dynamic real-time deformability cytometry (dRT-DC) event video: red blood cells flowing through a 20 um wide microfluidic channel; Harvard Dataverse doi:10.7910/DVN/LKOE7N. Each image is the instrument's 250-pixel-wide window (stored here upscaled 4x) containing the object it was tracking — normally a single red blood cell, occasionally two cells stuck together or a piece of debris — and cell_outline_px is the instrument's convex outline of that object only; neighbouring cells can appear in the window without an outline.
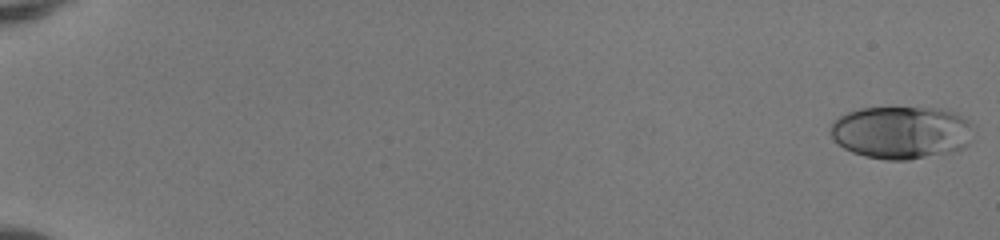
{"species": "human", "species_latin": "Homo sapiens", "temperature_condition": "room temperature", "stored_images_in_passage": 52, "camera_frame_rate_fps": 3000, "um_per_image_px": 0.085, "donor": {"sex": "female"}, "frame": {"image": 1, "passage_image": 1, "time_ms": 0.0, "image_size_px": [1000, 240], "cell_outline_px": [[976, 124], [972, 140], [968, 144], [952, 152], [908, 160], [888, 160], [864, 156], [852, 152], [844, 148], [832, 136], [832, 120], [848, 112], [860, 108], [944, 108], [956, 112]], "centroid_in_image_um": [76.7, 11.24], "position_along_channel_um": 8.3, "area_um2": 44.39}}
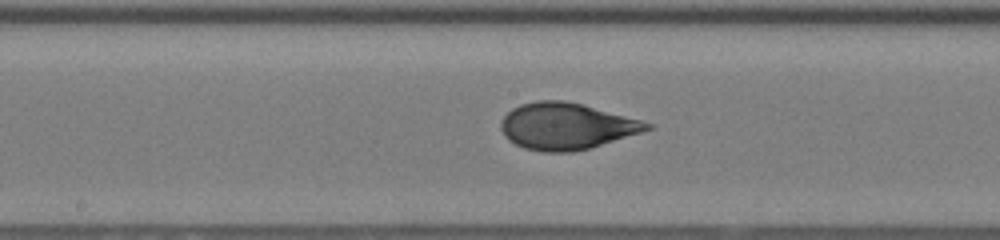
{"frame": {"image": 2, "passage_image": 30, "time_ms": 9.667, "image_size_px": [1000, 240], "cell_outline_px": [[652, 128], [640, 132], [588, 148], [572, 152], [544, 152], [524, 148], [508, 140], [504, 136], [500, 128], [500, 124], [504, 116], [512, 108], [520, 104], [536, 100], [564, 100], [580, 104], [640, 120], [652, 124]], "centroid_in_image_um": [48.06, 10.72], "position_along_channel_um": 200.1, "area_um2": 39.07}}
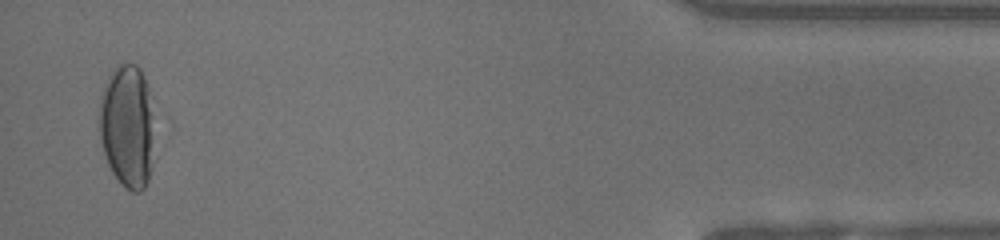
{"frame": {"image": 3, "passage_image": 51, "time_ms": 16.667, "image_size_px": [1000, 240], "cell_outline_px": [[152, 164], [148, 180], [144, 188], [140, 192], [132, 192], [124, 188], [120, 184], [112, 172], [108, 164], [100, 140], [100, 104], [108, 76], [116, 64], [136, 64], [140, 68], [144, 76], [148, 88]], "centroid_in_image_um": [10.78, 10.76], "position_along_channel_um": 424.4, "area_um2": 38.67}, "authors_computed_cell_mechanics": {"area_um2": 39.7375, "velocity_mm_per_s": 4.1104, "shape_relaxation_time_tau1_ms": 4.3174, "shape_relaxation_time_tau2_ms": 0.6934, "deformation_change_tau1": 0.1981, "deformation_change_tau2": 0.0613}}